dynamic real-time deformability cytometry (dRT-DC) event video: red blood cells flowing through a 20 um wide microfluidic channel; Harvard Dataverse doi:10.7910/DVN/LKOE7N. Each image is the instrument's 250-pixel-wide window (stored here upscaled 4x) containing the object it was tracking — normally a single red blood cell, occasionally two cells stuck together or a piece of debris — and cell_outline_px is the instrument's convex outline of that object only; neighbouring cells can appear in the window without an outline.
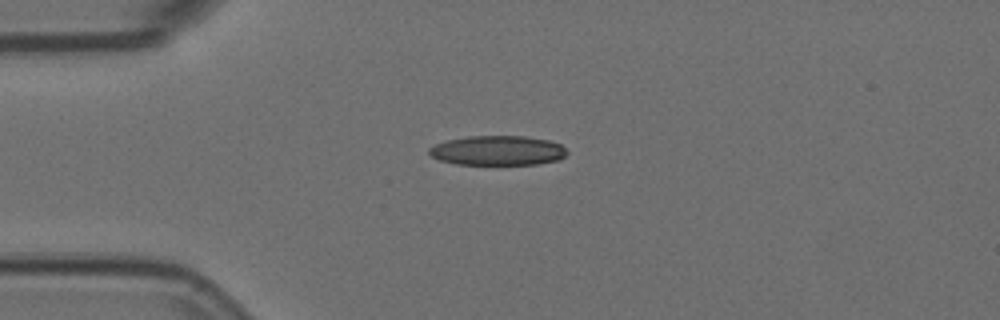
{"species": "Egyptian fruit bat (a non-hibernating species)", "species_latin": "Rousettus aegyptiacus", "temperature_condition": "room temperature", "stored_images_in_passage": 10, "camera_frame_rate_fps": 3000, "um_per_image_px": 0.085, "animal": {"sex": "female"}, "frame": {"image": 1, "passage_image": 1, "time_ms": 0.0, "image_size_px": [1000, 320], "cell_outline_px": [[568, 152], [560, 160], [536, 164], [456, 164], [440, 160], [432, 156], [428, 152], [428, 148], [436, 144], [448, 140], [468, 136], [524, 136], [548, 140], [560, 144]], "centroid_in_image_um": [42.31, 12.79], "position_along_channel_um": 42.7, "area_um2": 23.7}}
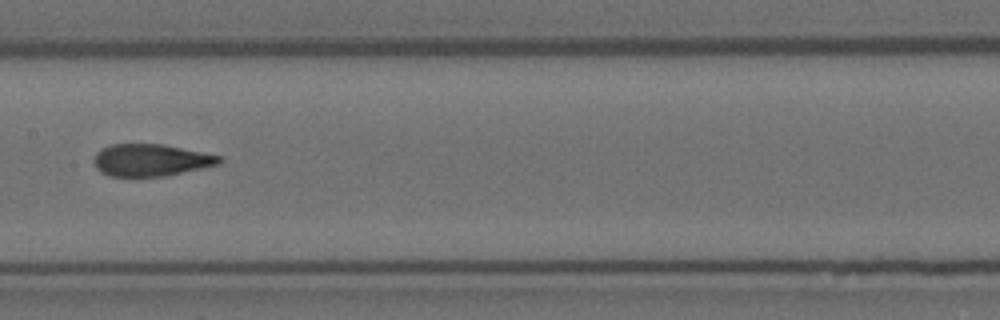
{"frame": {"image": 2, "passage_image": 5, "time_ms": 1.333, "image_size_px": [1000, 320], "cell_outline_px": [[224, 160], [220, 164], [164, 176], [112, 176], [100, 172], [96, 168], [96, 152], [112, 144], [164, 144], [220, 156]], "centroid_in_image_um": [12.85, 13.61], "position_along_channel_um": 194.5, "area_um2": 23.12}}
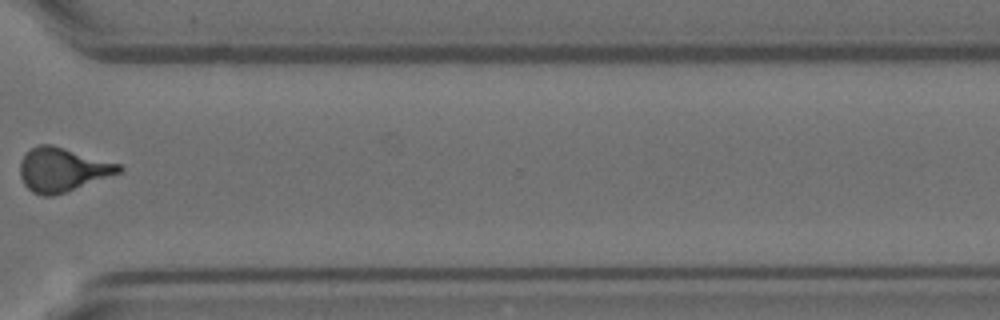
{"frame": {"image": 3, "passage_image": 9, "time_ms": 2.667, "image_size_px": [1000, 320], "cell_outline_px": [[124, 168], [120, 172], [64, 192], [52, 196], [40, 196], [32, 192], [24, 184], [20, 176], [20, 160], [36, 144], [52, 144], [120, 164]], "centroid_in_image_um": [5.26, 14.41], "position_along_channel_um": 365.3, "area_um2": 24.97}}